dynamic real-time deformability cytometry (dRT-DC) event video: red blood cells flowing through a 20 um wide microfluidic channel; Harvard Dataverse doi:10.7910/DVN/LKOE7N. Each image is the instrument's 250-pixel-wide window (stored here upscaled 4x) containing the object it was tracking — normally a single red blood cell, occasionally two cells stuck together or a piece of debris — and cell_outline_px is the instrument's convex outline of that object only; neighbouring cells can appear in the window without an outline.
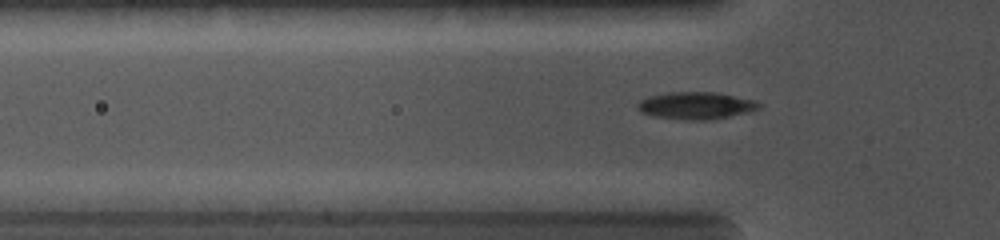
{"species": "common noctule bat (a hibernating species)", "species_latin": "Nyctalus noctula", "temperature_condition": "cold", "stored_images_in_passage": 68, "camera_frame_rate_fps": 5000, "um_per_image_px": 0.085, "animal": {"sex": "female", "body_mass_g": 19.0, "forearm_length_mm": 56.7}, "frame": {"image": 1, "passage_image": 21, "time_ms": 4.0, "image_size_px": [1000, 240], "cell_outline_px": [[760, 108], [748, 112], [708, 120], [684, 120], [656, 116], [640, 112], [636, 104], [640, 100], [648, 96], [668, 92], [716, 92], [756, 100], [760, 104]], "centroid_in_image_um": [59.14, 8.96], "position_along_channel_um": 66.7, "area_um2": 19.25}}
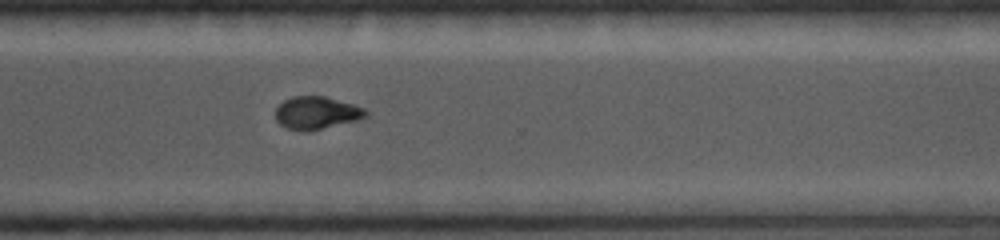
{"frame": {"image": 2, "passage_image": 52, "time_ms": 10.0, "image_size_px": [1000, 240], "cell_outline_px": [[368, 116], [356, 120], [320, 128], [288, 128], [280, 124], [276, 120], [276, 108], [284, 100], [292, 96], [324, 96], [352, 104], [364, 108], [368, 112]], "centroid_in_image_um": [26.91, 9.54], "position_along_channel_um": 343.7, "area_um2": 16.42}}
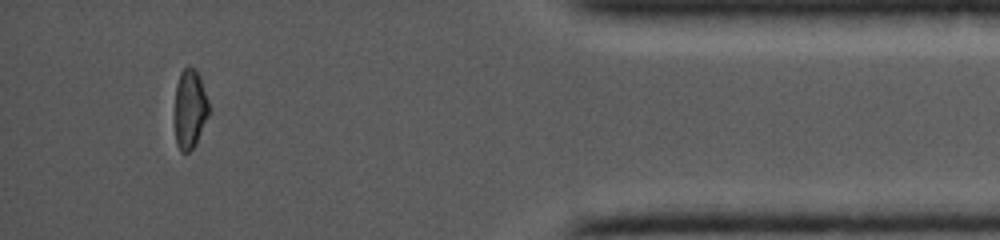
{"frame": {"image": 3, "passage_image": 64, "time_ms": 12.4, "image_size_px": [1000, 240], "cell_outline_px": [[212, 112], [196, 144], [188, 152], [180, 152], [176, 144], [176, 84], [180, 72], [184, 68], [192, 68], [200, 76], [212, 108]], "centroid_in_image_um": [16.21, 9.29], "position_along_channel_um": 419.0, "area_um2": 16.07}}